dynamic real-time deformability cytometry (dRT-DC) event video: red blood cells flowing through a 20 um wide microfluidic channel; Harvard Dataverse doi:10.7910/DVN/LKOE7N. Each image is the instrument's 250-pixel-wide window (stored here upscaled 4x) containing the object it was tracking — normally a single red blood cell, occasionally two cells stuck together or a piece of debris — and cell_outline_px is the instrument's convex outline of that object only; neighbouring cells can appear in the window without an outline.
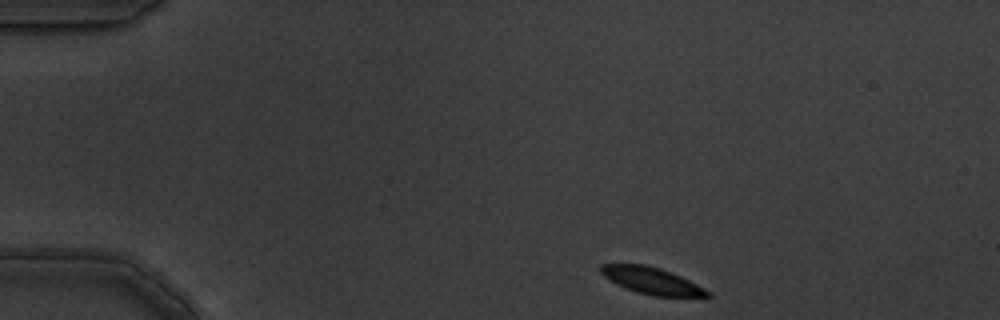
{"species": "common noctule bat (a hibernating species)", "species_latin": "Nyctalus noctula", "temperature_condition": "warm", "stored_images_in_passage": 3, "camera_frame_rate_fps": 3000, "um_per_image_px": 0.085, "animal": {"sex": "male", "body_mass_g": 19.5, "forearm_length_mm": 54.6}, "frame": {"image": 1, "passage_image": 1, "time_ms": 0.0, "image_size_px": [1000, 320], "cell_outline_px": [[712, 296], [652, 296], [636, 292], [624, 288], [608, 280], [600, 272], [600, 264], [644, 264], [660, 268], [680, 276], [704, 288]], "centroid_in_image_um": [55.32, 23.85], "position_along_channel_um": 29.7, "area_um2": 16.47}}